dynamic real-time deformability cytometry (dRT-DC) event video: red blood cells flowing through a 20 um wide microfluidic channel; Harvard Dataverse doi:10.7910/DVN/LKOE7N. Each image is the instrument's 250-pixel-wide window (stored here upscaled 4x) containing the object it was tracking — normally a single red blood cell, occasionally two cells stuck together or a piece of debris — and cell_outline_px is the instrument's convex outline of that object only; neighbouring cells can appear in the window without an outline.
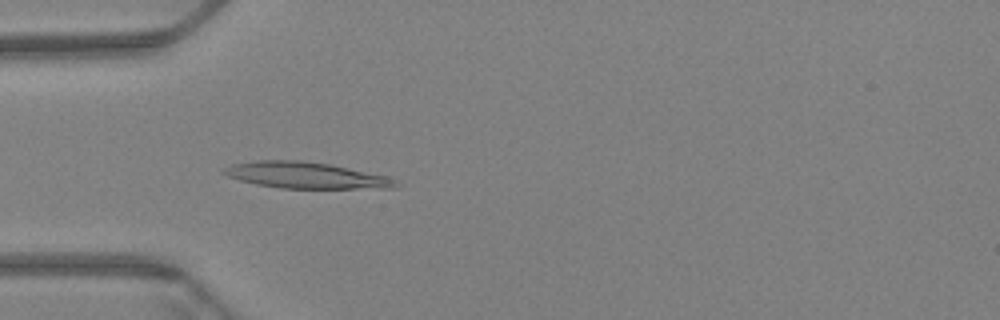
{"species": "Egyptian fruit bat (a non-hibernating species)", "species_latin": "Rousettus aegyptiacus", "temperature_condition": "warm", "stored_images_in_passage": 60, "camera_frame_rate_fps": 3000, "um_per_image_px": 0.085, "animal": {"sex": "female"}, "frame": {"image": 1, "passage_image": 18, "time_ms": 5.667, "image_size_px": [1000, 320], "cell_outline_px": [[400, 184], [392, 188], [280, 188], [256, 184], [240, 180], [228, 176], [220, 172], [224, 168], [232, 164], [256, 160], [300, 160], [328, 164], [388, 176], [396, 180]], "centroid_in_image_um": [25.98, 14.9], "position_along_channel_um": 59.0, "area_um2": 26.18}}
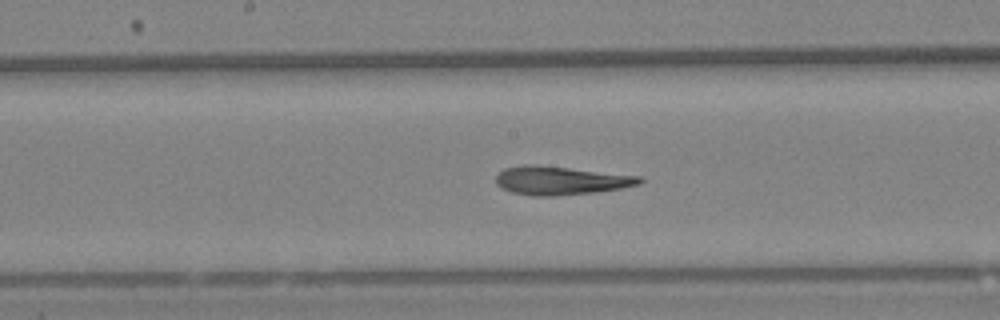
{"frame": {"image": 2, "passage_image": 31, "time_ms": 10.0, "image_size_px": [1000, 320], "cell_outline_px": [[644, 180], [640, 184], [620, 188], [592, 192], [556, 196], [532, 196], [512, 192], [500, 188], [496, 184], [496, 176], [504, 168], [524, 164], [536, 164], [640, 176]], "centroid_in_image_um": [47.61, 15.34], "position_along_channel_um": 200.6, "area_um2": 23.87}}
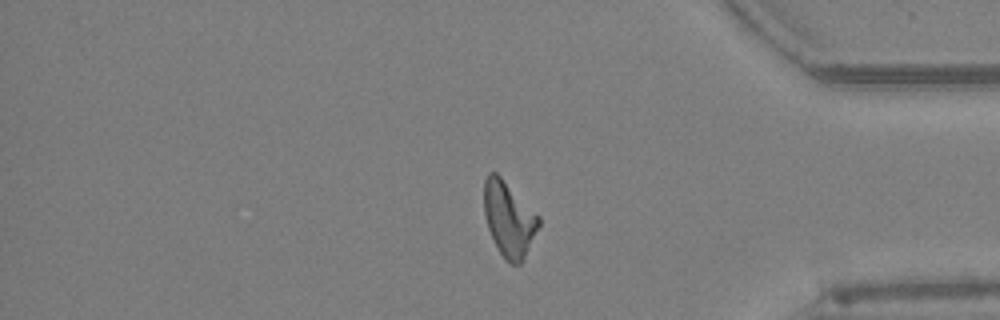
{"frame": {"image": 3, "passage_image": 50, "time_ms": 16.333, "image_size_px": [1000, 320], "cell_outline_px": [[540, 224], [524, 260], [520, 264], [508, 264], [504, 260], [488, 228], [484, 212], [484, 180], [488, 172], [496, 172], [540, 216]], "centroid_in_image_um": [43.26, 18.63], "position_along_channel_um": 391.9, "area_um2": 23.87}, "authors_computed_cell_mechanics": {"area_um2": 24.0448, "velocity_mm_per_s": 3.366, "shape_relaxation_time_tau1_ms": null, "shape_relaxation_time_tau2_ms": 4.4743, "deformation_change_tau1": null, "deformation_change_tau2": 0.1578}}